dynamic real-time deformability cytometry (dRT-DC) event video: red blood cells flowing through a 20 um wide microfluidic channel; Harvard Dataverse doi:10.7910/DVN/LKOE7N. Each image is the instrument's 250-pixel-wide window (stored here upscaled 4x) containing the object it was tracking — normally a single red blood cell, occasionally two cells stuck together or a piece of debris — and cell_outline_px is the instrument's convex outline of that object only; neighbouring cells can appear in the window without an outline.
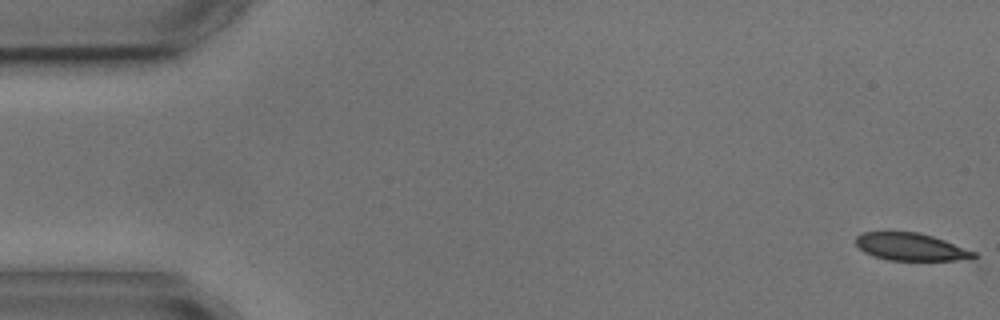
{"species": "common noctule bat (a hibernating species)", "species_latin": "Nyctalus noctula", "temperature_condition": "cold", "stored_images_in_passage": 6, "camera_frame_rate_fps": 3000, "um_per_image_px": 0.085, "animal": {"sex": "male", "body_mass_g": 17.9, "forearm_length_mm": 54.2}, "frame": {"image": 1, "passage_image": 1, "time_ms": 0.0, "image_size_px": [1000, 320], "cell_outline_px": [[980, 256], [976, 260], [888, 260], [872, 256], [864, 252], [856, 244], [856, 236], [864, 232], [920, 232], [944, 240], [976, 252]], "centroid_in_image_um": [77.48, 21.0], "position_along_channel_um": 7.5, "area_um2": 19.07}}